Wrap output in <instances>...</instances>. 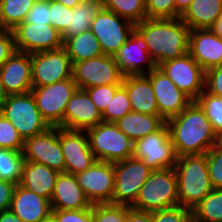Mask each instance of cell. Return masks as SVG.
<instances>
[{
  "label": "cell",
  "mask_w": 222,
  "mask_h": 222,
  "mask_svg": "<svg viewBox=\"0 0 222 222\" xmlns=\"http://www.w3.org/2000/svg\"><path fill=\"white\" fill-rule=\"evenodd\" d=\"M36 0H0V29L13 30L25 21Z\"/></svg>",
  "instance_id": "31"
},
{
  "label": "cell",
  "mask_w": 222,
  "mask_h": 222,
  "mask_svg": "<svg viewBox=\"0 0 222 222\" xmlns=\"http://www.w3.org/2000/svg\"><path fill=\"white\" fill-rule=\"evenodd\" d=\"M75 177L92 205L112 203L115 184L113 163L96 161Z\"/></svg>",
  "instance_id": "15"
},
{
  "label": "cell",
  "mask_w": 222,
  "mask_h": 222,
  "mask_svg": "<svg viewBox=\"0 0 222 222\" xmlns=\"http://www.w3.org/2000/svg\"><path fill=\"white\" fill-rule=\"evenodd\" d=\"M17 184L0 179V213L10 210L14 189Z\"/></svg>",
  "instance_id": "48"
},
{
  "label": "cell",
  "mask_w": 222,
  "mask_h": 222,
  "mask_svg": "<svg viewBox=\"0 0 222 222\" xmlns=\"http://www.w3.org/2000/svg\"><path fill=\"white\" fill-rule=\"evenodd\" d=\"M23 158L46 165L57 172H65V158L60 146V127H49L45 132L24 140Z\"/></svg>",
  "instance_id": "13"
},
{
  "label": "cell",
  "mask_w": 222,
  "mask_h": 222,
  "mask_svg": "<svg viewBox=\"0 0 222 222\" xmlns=\"http://www.w3.org/2000/svg\"><path fill=\"white\" fill-rule=\"evenodd\" d=\"M135 29L144 38L149 55L156 67L189 52L190 28L180 17L175 19L147 18L136 23Z\"/></svg>",
  "instance_id": "2"
},
{
  "label": "cell",
  "mask_w": 222,
  "mask_h": 222,
  "mask_svg": "<svg viewBox=\"0 0 222 222\" xmlns=\"http://www.w3.org/2000/svg\"><path fill=\"white\" fill-rule=\"evenodd\" d=\"M66 7L73 9L75 8L79 3H81L82 0H55Z\"/></svg>",
  "instance_id": "53"
},
{
  "label": "cell",
  "mask_w": 222,
  "mask_h": 222,
  "mask_svg": "<svg viewBox=\"0 0 222 222\" xmlns=\"http://www.w3.org/2000/svg\"><path fill=\"white\" fill-rule=\"evenodd\" d=\"M76 89L75 81L69 78L43 87H32L30 92L48 125L64 128V111Z\"/></svg>",
  "instance_id": "7"
},
{
  "label": "cell",
  "mask_w": 222,
  "mask_h": 222,
  "mask_svg": "<svg viewBox=\"0 0 222 222\" xmlns=\"http://www.w3.org/2000/svg\"><path fill=\"white\" fill-rule=\"evenodd\" d=\"M0 114L11 122L23 140L50 127L42 118L31 92L9 95L0 107Z\"/></svg>",
  "instance_id": "6"
},
{
  "label": "cell",
  "mask_w": 222,
  "mask_h": 222,
  "mask_svg": "<svg viewBox=\"0 0 222 222\" xmlns=\"http://www.w3.org/2000/svg\"><path fill=\"white\" fill-rule=\"evenodd\" d=\"M192 210L180 205L152 212L153 222H191Z\"/></svg>",
  "instance_id": "42"
},
{
  "label": "cell",
  "mask_w": 222,
  "mask_h": 222,
  "mask_svg": "<svg viewBox=\"0 0 222 222\" xmlns=\"http://www.w3.org/2000/svg\"><path fill=\"white\" fill-rule=\"evenodd\" d=\"M127 205L113 203L92 205L91 222H126Z\"/></svg>",
  "instance_id": "37"
},
{
  "label": "cell",
  "mask_w": 222,
  "mask_h": 222,
  "mask_svg": "<svg viewBox=\"0 0 222 222\" xmlns=\"http://www.w3.org/2000/svg\"><path fill=\"white\" fill-rule=\"evenodd\" d=\"M89 146L97 161L115 163L134 154V142L116 123L101 122L86 130Z\"/></svg>",
  "instance_id": "5"
},
{
  "label": "cell",
  "mask_w": 222,
  "mask_h": 222,
  "mask_svg": "<svg viewBox=\"0 0 222 222\" xmlns=\"http://www.w3.org/2000/svg\"><path fill=\"white\" fill-rule=\"evenodd\" d=\"M189 53L204 72L222 65V39L211 29H195L189 33Z\"/></svg>",
  "instance_id": "21"
},
{
  "label": "cell",
  "mask_w": 222,
  "mask_h": 222,
  "mask_svg": "<svg viewBox=\"0 0 222 222\" xmlns=\"http://www.w3.org/2000/svg\"><path fill=\"white\" fill-rule=\"evenodd\" d=\"M0 77L8 95L30 92L31 54L15 51L0 67Z\"/></svg>",
  "instance_id": "22"
},
{
  "label": "cell",
  "mask_w": 222,
  "mask_h": 222,
  "mask_svg": "<svg viewBox=\"0 0 222 222\" xmlns=\"http://www.w3.org/2000/svg\"><path fill=\"white\" fill-rule=\"evenodd\" d=\"M222 15V0H193L181 20L190 28L210 29Z\"/></svg>",
  "instance_id": "27"
},
{
  "label": "cell",
  "mask_w": 222,
  "mask_h": 222,
  "mask_svg": "<svg viewBox=\"0 0 222 222\" xmlns=\"http://www.w3.org/2000/svg\"><path fill=\"white\" fill-rule=\"evenodd\" d=\"M115 172L113 204L132 206L152 169L134 156L113 163Z\"/></svg>",
  "instance_id": "8"
},
{
  "label": "cell",
  "mask_w": 222,
  "mask_h": 222,
  "mask_svg": "<svg viewBox=\"0 0 222 222\" xmlns=\"http://www.w3.org/2000/svg\"><path fill=\"white\" fill-rule=\"evenodd\" d=\"M71 63L85 61L103 54L100 43L91 30L68 37L63 41Z\"/></svg>",
  "instance_id": "29"
},
{
  "label": "cell",
  "mask_w": 222,
  "mask_h": 222,
  "mask_svg": "<svg viewBox=\"0 0 222 222\" xmlns=\"http://www.w3.org/2000/svg\"><path fill=\"white\" fill-rule=\"evenodd\" d=\"M103 122L102 113L97 109L89 94L77 88L64 111V128L84 130Z\"/></svg>",
  "instance_id": "20"
},
{
  "label": "cell",
  "mask_w": 222,
  "mask_h": 222,
  "mask_svg": "<svg viewBox=\"0 0 222 222\" xmlns=\"http://www.w3.org/2000/svg\"><path fill=\"white\" fill-rule=\"evenodd\" d=\"M132 111L126 88L121 85L115 92L111 102L102 113L103 122L116 123L124 115Z\"/></svg>",
  "instance_id": "35"
},
{
  "label": "cell",
  "mask_w": 222,
  "mask_h": 222,
  "mask_svg": "<svg viewBox=\"0 0 222 222\" xmlns=\"http://www.w3.org/2000/svg\"><path fill=\"white\" fill-rule=\"evenodd\" d=\"M191 222H199V221H197V220H195L194 218H192Z\"/></svg>",
  "instance_id": "55"
},
{
  "label": "cell",
  "mask_w": 222,
  "mask_h": 222,
  "mask_svg": "<svg viewBox=\"0 0 222 222\" xmlns=\"http://www.w3.org/2000/svg\"><path fill=\"white\" fill-rule=\"evenodd\" d=\"M24 161L22 152L0 148V179L20 184Z\"/></svg>",
  "instance_id": "34"
},
{
  "label": "cell",
  "mask_w": 222,
  "mask_h": 222,
  "mask_svg": "<svg viewBox=\"0 0 222 222\" xmlns=\"http://www.w3.org/2000/svg\"><path fill=\"white\" fill-rule=\"evenodd\" d=\"M52 210H78L92 207L75 175L61 172L58 174L50 199Z\"/></svg>",
  "instance_id": "24"
},
{
  "label": "cell",
  "mask_w": 222,
  "mask_h": 222,
  "mask_svg": "<svg viewBox=\"0 0 222 222\" xmlns=\"http://www.w3.org/2000/svg\"><path fill=\"white\" fill-rule=\"evenodd\" d=\"M135 24L102 7L91 24V31L100 43L103 54L115 55L126 43Z\"/></svg>",
  "instance_id": "11"
},
{
  "label": "cell",
  "mask_w": 222,
  "mask_h": 222,
  "mask_svg": "<svg viewBox=\"0 0 222 222\" xmlns=\"http://www.w3.org/2000/svg\"><path fill=\"white\" fill-rule=\"evenodd\" d=\"M70 13H72V9L55 0H50L51 26L57 29L61 34L69 25Z\"/></svg>",
  "instance_id": "43"
},
{
  "label": "cell",
  "mask_w": 222,
  "mask_h": 222,
  "mask_svg": "<svg viewBox=\"0 0 222 222\" xmlns=\"http://www.w3.org/2000/svg\"><path fill=\"white\" fill-rule=\"evenodd\" d=\"M178 205L177 176L172 167L152 170L131 208L153 212Z\"/></svg>",
  "instance_id": "4"
},
{
  "label": "cell",
  "mask_w": 222,
  "mask_h": 222,
  "mask_svg": "<svg viewBox=\"0 0 222 222\" xmlns=\"http://www.w3.org/2000/svg\"><path fill=\"white\" fill-rule=\"evenodd\" d=\"M53 222H91L92 207L78 210H51Z\"/></svg>",
  "instance_id": "44"
},
{
  "label": "cell",
  "mask_w": 222,
  "mask_h": 222,
  "mask_svg": "<svg viewBox=\"0 0 222 222\" xmlns=\"http://www.w3.org/2000/svg\"><path fill=\"white\" fill-rule=\"evenodd\" d=\"M192 214L199 222H222V189H213L192 209Z\"/></svg>",
  "instance_id": "32"
},
{
  "label": "cell",
  "mask_w": 222,
  "mask_h": 222,
  "mask_svg": "<svg viewBox=\"0 0 222 222\" xmlns=\"http://www.w3.org/2000/svg\"><path fill=\"white\" fill-rule=\"evenodd\" d=\"M12 32L16 51L32 54L63 47L61 33L51 25L22 22Z\"/></svg>",
  "instance_id": "16"
},
{
  "label": "cell",
  "mask_w": 222,
  "mask_h": 222,
  "mask_svg": "<svg viewBox=\"0 0 222 222\" xmlns=\"http://www.w3.org/2000/svg\"><path fill=\"white\" fill-rule=\"evenodd\" d=\"M123 78L124 75L112 55L102 54L72 64V79L79 89L85 90L100 85L122 84Z\"/></svg>",
  "instance_id": "9"
},
{
  "label": "cell",
  "mask_w": 222,
  "mask_h": 222,
  "mask_svg": "<svg viewBox=\"0 0 222 222\" xmlns=\"http://www.w3.org/2000/svg\"><path fill=\"white\" fill-rule=\"evenodd\" d=\"M204 90L212 95L222 97V65L205 72Z\"/></svg>",
  "instance_id": "46"
},
{
  "label": "cell",
  "mask_w": 222,
  "mask_h": 222,
  "mask_svg": "<svg viewBox=\"0 0 222 222\" xmlns=\"http://www.w3.org/2000/svg\"><path fill=\"white\" fill-rule=\"evenodd\" d=\"M8 93L5 90V87L3 86V83L1 81L0 77V107L4 103V101L8 98Z\"/></svg>",
  "instance_id": "54"
},
{
  "label": "cell",
  "mask_w": 222,
  "mask_h": 222,
  "mask_svg": "<svg viewBox=\"0 0 222 222\" xmlns=\"http://www.w3.org/2000/svg\"><path fill=\"white\" fill-rule=\"evenodd\" d=\"M122 85L126 88L132 111L159 115L151 81L146 75L124 76Z\"/></svg>",
  "instance_id": "25"
},
{
  "label": "cell",
  "mask_w": 222,
  "mask_h": 222,
  "mask_svg": "<svg viewBox=\"0 0 222 222\" xmlns=\"http://www.w3.org/2000/svg\"><path fill=\"white\" fill-rule=\"evenodd\" d=\"M0 148L23 152L24 140L18 131L2 114H0Z\"/></svg>",
  "instance_id": "40"
},
{
  "label": "cell",
  "mask_w": 222,
  "mask_h": 222,
  "mask_svg": "<svg viewBox=\"0 0 222 222\" xmlns=\"http://www.w3.org/2000/svg\"><path fill=\"white\" fill-rule=\"evenodd\" d=\"M133 156L141 159L152 170L174 167L177 155L167 124L155 133L137 140L134 143Z\"/></svg>",
  "instance_id": "10"
},
{
  "label": "cell",
  "mask_w": 222,
  "mask_h": 222,
  "mask_svg": "<svg viewBox=\"0 0 222 222\" xmlns=\"http://www.w3.org/2000/svg\"><path fill=\"white\" fill-rule=\"evenodd\" d=\"M126 222H153L152 212L139 211L127 206Z\"/></svg>",
  "instance_id": "49"
},
{
  "label": "cell",
  "mask_w": 222,
  "mask_h": 222,
  "mask_svg": "<svg viewBox=\"0 0 222 222\" xmlns=\"http://www.w3.org/2000/svg\"><path fill=\"white\" fill-rule=\"evenodd\" d=\"M192 2L193 0H175L176 10L182 15Z\"/></svg>",
  "instance_id": "51"
},
{
  "label": "cell",
  "mask_w": 222,
  "mask_h": 222,
  "mask_svg": "<svg viewBox=\"0 0 222 222\" xmlns=\"http://www.w3.org/2000/svg\"><path fill=\"white\" fill-rule=\"evenodd\" d=\"M166 124L177 157L183 155H203L221 141L196 101H192L178 115L168 119Z\"/></svg>",
  "instance_id": "1"
},
{
  "label": "cell",
  "mask_w": 222,
  "mask_h": 222,
  "mask_svg": "<svg viewBox=\"0 0 222 222\" xmlns=\"http://www.w3.org/2000/svg\"><path fill=\"white\" fill-rule=\"evenodd\" d=\"M0 222H22V221L11 210H7L0 213Z\"/></svg>",
  "instance_id": "50"
},
{
  "label": "cell",
  "mask_w": 222,
  "mask_h": 222,
  "mask_svg": "<svg viewBox=\"0 0 222 222\" xmlns=\"http://www.w3.org/2000/svg\"><path fill=\"white\" fill-rule=\"evenodd\" d=\"M102 7V0H82L70 13L69 25L61 34L63 41L90 30L93 19Z\"/></svg>",
  "instance_id": "30"
},
{
  "label": "cell",
  "mask_w": 222,
  "mask_h": 222,
  "mask_svg": "<svg viewBox=\"0 0 222 222\" xmlns=\"http://www.w3.org/2000/svg\"><path fill=\"white\" fill-rule=\"evenodd\" d=\"M210 29L222 39V15L214 22Z\"/></svg>",
  "instance_id": "52"
},
{
  "label": "cell",
  "mask_w": 222,
  "mask_h": 222,
  "mask_svg": "<svg viewBox=\"0 0 222 222\" xmlns=\"http://www.w3.org/2000/svg\"><path fill=\"white\" fill-rule=\"evenodd\" d=\"M10 210L22 222H45L50 219L52 209L48 199L17 184Z\"/></svg>",
  "instance_id": "23"
},
{
  "label": "cell",
  "mask_w": 222,
  "mask_h": 222,
  "mask_svg": "<svg viewBox=\"0 0 222 222\" xmlns=\"http://www.w3.org/2000/svg\"><path fill=\"white\" fill-rule=\"evenodd\" d=\"M196 102L205 111L215 132L222 137V97L212 95L204 90Z\"/></svg>",
  "instance_id": "36"
},
{
  "label": "cell",
  "mask_w": 222,
  "mask_h": 222,
  "mask_svg": "<svg viewBox=\"0 0 222 222\" xmlns=\"http://www.w3.org/2000/svg\"><path fill=\"white\" fill-rule=\"evenodd\" d=\"M103 7L134 24L147 19L145 0H102Z\"/></svg>",
  "instance_id": "33"
},
{
  "label": "cell",
  "mask_w": 222,
  "mask_h": 222,
  "mask_svg": "<svg viewBox=\"0 0 222 222\" xmlns=\"http://www.w3.org/2000/svg\"><path fill=\"white\" fill-rule=\"evenodd\" d=\"M174 169L179 204L192 210L213 190L208 175L206 154L177 157Z\"/></svg>",
  "instance_id": "3"
},
{
  "label": "cell",
  "mask_w": 222,
  "mask_h": 222,
  "mask_svg": "<svg viewBox=\"0 0 222 222\" xmlns=\"http://www.w3.org/2000/svg\"><path fill=\"white\" fill-rule=\"evenodd\" d=\"M16 51L12 30L0 29V67Z\"/></svg>",
  "instance_id": "47"
},
{
  "label": "cell",
  "mask_w": 222,
  "mask_h": 222,
  "mask_svg": "<svg viewBox=\"0 0 222 222\" xmlns=\"http://www.w3.org/2000/svg\"><path fill=\"white\" fill-rule=\"evenodd\" d=\"M208 175L213 189H222V143L211 147L206 153Z\"/></svg>",
  "instance_id": "38"
},
{
  "label": "cell",
  "mask_w": 222,
  "mask_h": 222,
  "mask_svg": "<svg viewBox=\"0 0 222 222\" xmlns=\"http://www.w3.org/2000/svg\"><path fill=\"white\" fill-rule=\"evenodd\" d=\"M147 74L155 94L159 116L164 121L178 115L192 102L158 67Z\"/></svg>",
  "instance_id": "17"
},
{
  "label": "cell",
  "mask_w": 222,
  "mask_h": 222,
  "mask_svg": "<svg viewBox=\"0 0 222 222\" xmlns=\"http://www.w3.org/2000/svg\"><path fill=\"white\" fill-rule=\"evenodd\" d=\"M58 174L44 164L24 161L20 185L50 201Z\"/></svg>",
  "instance_id": "26"
},
{
  "label": "cell",
  "mask_w": 222,
  "mask_h": 222,
  "mask_svg": "<svg viewBox=\"0 0 222 222\" xmlns=\"http://www.w3.org/2000/svg\"><path fill=\"white\" fill-rule=\"evenodd\" d=\"M84 134V130L60 127V146L65 158L66 173L77 175L97 161L90 149L88 136Z\"/></svg>",
  "instance_id": "18"
},
{
  "label": "cell",
  "mask_w": 222,
  "mask_h": 222,
  "mask_svg": "<svg viewBox=\"0 0 222 222\" xmlns=\"http://www.w3.org/2000/svg\"><path fill=\"white\" fill-rule=\"evenodd\" d=\"M32 87H43L72 78V63L66 50L41 51L31 54Z\"/></svg>",
  "instance_id": "12"
},
{
  "label": "cell",
  "mask_w": 222,
  "mask_h": 222,
  "mask_svg": "<svg viewBox=\"0 0 222 222\" xmlns=\"http://www.w3.org/2000/svg\"><path fill=\"white\" fill-rule=\"evenodd\" d=\"M166 121L159 115L131 111L116 122L119 129L134 143L148 134L158 131Z\"/></svg>",
  "instance_id": "28"
},
{
  "label": "cell",
  "mask_w": 222,
  "mask_h": 222,
  "mask_svg": "<svg viewBox=\"0 0 222 222\" xmlns=\"http://www.w3.org/2000/svg\"><path fill=\"white\" fill-rule=\"evenodd\" d=\"M122 84H109V85H100L95 87H89L85 89L89 94L91 100L94 102L97 109L103 113L111 99L113 98L116 90Z\"/></svg>",
  "instance_id": "41"
},
{
  "label": "cell",
  "mask_w": 222,
  "mask_h": 222,
  "mask_svg": "<svg viewBox=\"0 0 222 222\" xmlns=\"http://www.w3.org/2000/svg\"><path fill=\"white\" fill-rule=\"evenodd\" d=\"M24 22L32 24L51 25L50 22V0H36L27 13Z\"/></svg>",
  "instance_id": "45"
},
{
  "label": "cell",
  "mask_w": 222,
  "mask_h": 222,
  "mask_svg": "<svg viewBox=\"0 0 222 222\" xmlns=\"http://www.w3.org/2000/svg\"><path fill=\"white\" fill-rule=\"evenodd\" d=\"M113 56L124 76L146 75L147 73L140 66L142 62L147 63L148 73L156 67L149 55L144 38L136 29L131 32L126 43H124Z\"/></svg>",
  "instance_id": "19"
},
{
  "label": "cell",
  "mask_w": 222,
  "mask_h": 222,
  "mask_svg": "<svg viewBox=\"0 0 222 222\" xmlns=\"http://www.w3.org/2000/svg\"><path fill=\"white\" fill-rule=\"evenodd\" d=\"M158 68L192 101L204 91L205 72L189 52L161 63Z\"/></svg>",
  "instance_id": "14"
},
{
  "label": "cell",
  "mask_w": 222,
  "mask_h": 222,
  "mask_svg": "<svg viewBox=\"0 0 222 222\" xmlns=\"http://www.w3.org/2000/svg\"><path fill=\"white\" fill-rule=\"evenodd\" d=\"M148 19H175L181 17L175 0H145Z\"/></svg>",
  "instance_id": "39"
}]
</instances>
